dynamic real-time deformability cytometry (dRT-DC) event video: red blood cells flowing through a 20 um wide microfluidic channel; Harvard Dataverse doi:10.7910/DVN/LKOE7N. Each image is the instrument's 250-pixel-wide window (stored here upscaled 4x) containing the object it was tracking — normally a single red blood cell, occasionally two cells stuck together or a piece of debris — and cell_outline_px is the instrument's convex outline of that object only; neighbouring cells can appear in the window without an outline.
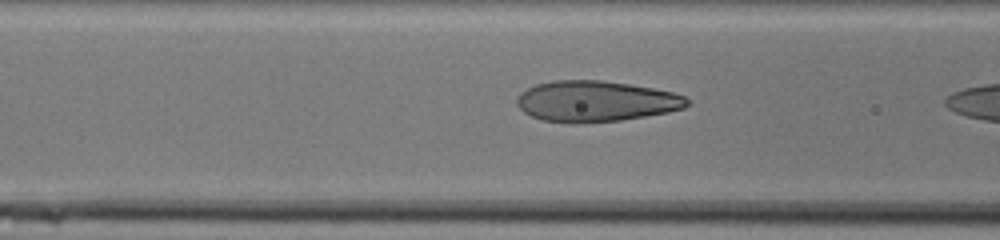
{"species": "human", "species_latin": "Homo sapiens", "temperature_condition": "cold", "stored_images_in_passage": 10, "camera_frame_rate_fps": 3000, "um_per_image_px": 0.085, "donor": {"sex": "male"}, "frame": {"image": 1, "passage_image": 9, "time_ms": 2.667, "image_size_px": [1000, 240], "cell_outline_px": [[684, 104], [676, 108], [660, 112], [608, 120], [552, 120], [548, 84], [616, 84], [644, 88], [664, 92], [680, 96], [684, 100]], "centroid_in_image_um": [51.61, 8.64], "position_along_channel_um": 115.0, "area_um2": 28.55}}